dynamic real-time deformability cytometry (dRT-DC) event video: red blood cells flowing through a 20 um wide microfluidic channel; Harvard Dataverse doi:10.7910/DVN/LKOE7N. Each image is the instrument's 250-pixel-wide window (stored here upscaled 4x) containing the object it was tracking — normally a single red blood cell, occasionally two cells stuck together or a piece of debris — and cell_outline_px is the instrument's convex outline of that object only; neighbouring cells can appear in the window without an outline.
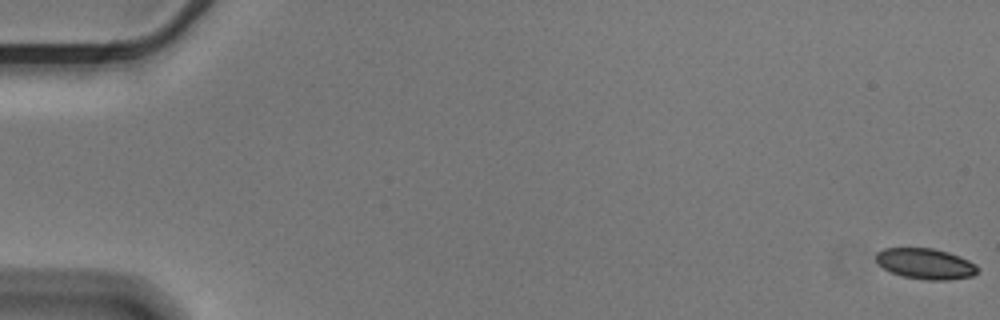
{"species": "Egyptian fruit bat (a non-hibernating species)", "species_latin": "Rousettus aegyptiacus", "temperature_condition": "cold", "stored_images_in_passage": 7, "camera_frame_rate_fps": 3000, "um_per_image_px": 0.085, "animal": {"sex": "male"}, "frame": {"image": 1, "passage_image": 1, "time_ms": 0.0, "image_size_px": [1000, 320], "cell_outline_px": [[980, 272], [972, 276], [948, 280], [924, 280], [900, 276], [884, 268], [876, 260], [876, 252], [884, 248], [932, 248], [948, 252], [960, 256], [976, 264], [980, 268]], "centroid_in_image_um": [78.71, 22.42], "position_along_channel_um": 6.3, "area_um2": 18.38}}